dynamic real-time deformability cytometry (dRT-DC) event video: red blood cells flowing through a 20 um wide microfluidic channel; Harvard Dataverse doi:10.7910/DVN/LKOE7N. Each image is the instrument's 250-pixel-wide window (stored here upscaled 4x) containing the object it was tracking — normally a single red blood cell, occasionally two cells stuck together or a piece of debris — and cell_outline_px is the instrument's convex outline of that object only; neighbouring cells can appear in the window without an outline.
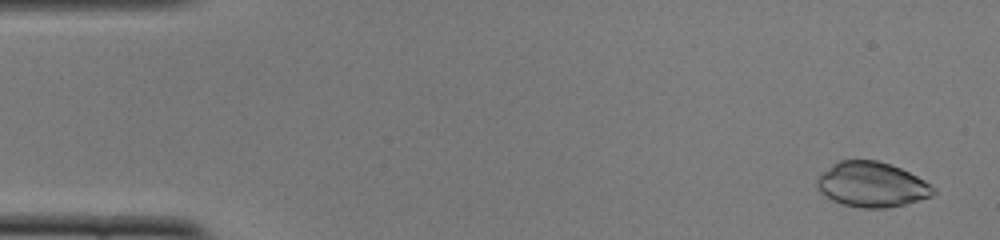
{"species": "common noctule bat (a hibernating species)", "species_latin": "Nyctalus noctula", "temperature_condition": "cold", "stored_images_in_passage": 51, "camera_frame_rate_fps": 3000, "um_per_image_px": 0.085, "animal": {"sex": "female", "body_mass_g": 22.0, "forearm_length_mm": 56.7}, "frame": {"image": 1, "passage_image": 2, "time_ms": 0.333, "image_size_px": [1000, 240], "cell_outline_px": [[936, 192], [932, 196], [904, 204], [884, 208], [864, 208], [844, 204], [832, 200], [820, 192], [816, 184], [816, 180], [832, 164], [840, 160], [876, 160], [900, 168], [924, 180], [936, 188]], "centroid_in_image_um": [74.11, 15.69], "position_along_channel_um": 10.9, "area_um2": 30.17}}
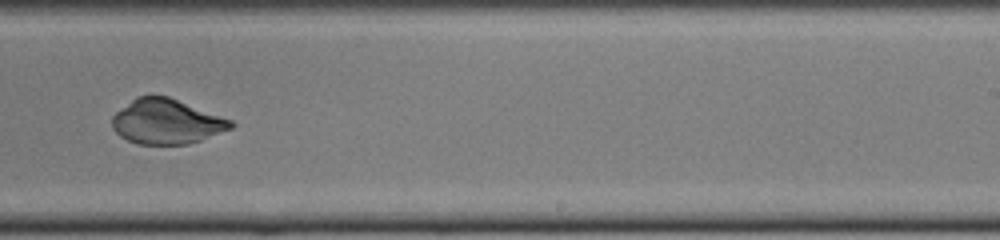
{"frame": {"image": 2, "passage_image": 32, "time_ms": 10.333, "image_size_px": [1000, 240], "cell_outline_px": [[236, 124], [232, 128], [200, 140], [188, 144], [136, 144], [120, 136], [112, 128], [112, 116], [116, 112], [136, 96], [168, 96], [232, 120]], "centroid_in_image_um": [14.14, 10.34], "position_along_channel_um": 274.9, "area_um2": 30.87}}
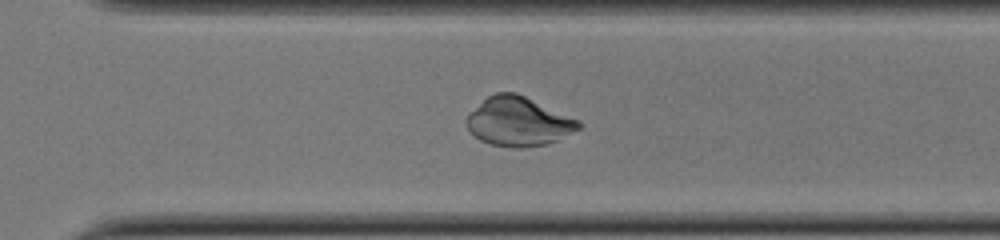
{"frame": {"image": 3, "passage_image": 36, "time_ms": 11.667, "image_size_px": [1000, 240], "cell_outline_px": [[580, 128], [548, 144], [520, 148], [512, 148], [492, 144], [480, 140], [468, 128], [468, 116], [488, 96], [496, 92], [516, 92], [580, 120]], "centroid_in_image_um": [44.11, 10.33], "position_along_channel_um": 326.5, "area_um2": 31.5}}